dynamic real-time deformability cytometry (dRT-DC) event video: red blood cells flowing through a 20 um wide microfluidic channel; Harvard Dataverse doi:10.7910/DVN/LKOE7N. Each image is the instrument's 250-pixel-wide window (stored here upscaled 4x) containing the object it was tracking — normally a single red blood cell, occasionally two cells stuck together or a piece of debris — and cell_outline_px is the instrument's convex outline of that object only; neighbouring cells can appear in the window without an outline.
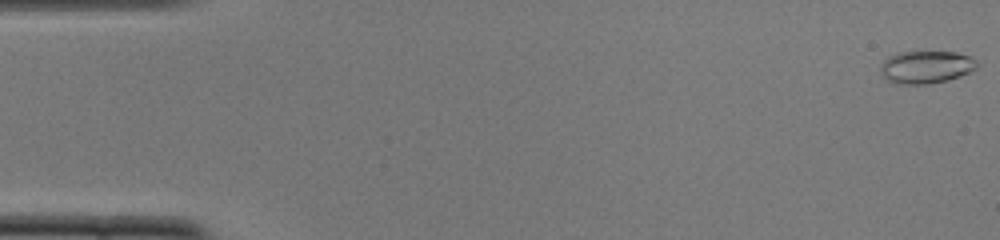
{"species": "common noctule bat (a hibernating species)", "species_latin": "Nyctalus noctula", "temperature_condition": "cold", "stored_images_in_passage": 52, "camera_frame_rate_fps": 3000, "um_per_image_px": 0.085, "animal": {"sex": "female", "body_mass_g": 22.0, "forearm_length_mm": 56.7}, "frame": {"image": 1, "passage_image": 1, "time_ms": 0.0, "image_size_px": [1000, 240], "cell_outline_px": [[980, 64], [976, 68], [960, 76], [948, 80], [928, 84], [896, 84], [888, 80], [880, 72], [880, 68], [884, 60], [888, 56], [896, 52], [956, 52], [968, 56], [976, 60]], "centroid_in_image_um": [78.71, 5.7], "position_along_channel_um": 6.3, "area_um2": 18.38}}
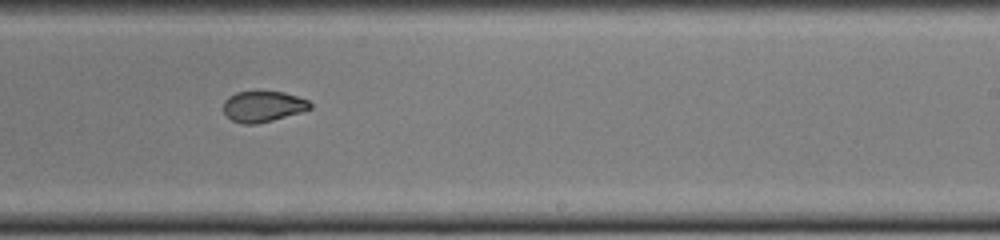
{"frame": {"image": 2, "passage_image": 32, "time_ms": 10.333, "image_size_px": [1000, 240], "cell_outline_px": [[312, 108], [300, 112], [272, 120], [256, 124], [244, 124], [232, 120], [224, 112], [224, 100], [228, 96], [236, 92], [256, 88], [284, 92], [308, 100], [312, 104]], "centroid_in_image_um": [22.34, 8.99], "position_along_channel_um": 266.7, "area_um2": 16.07}}
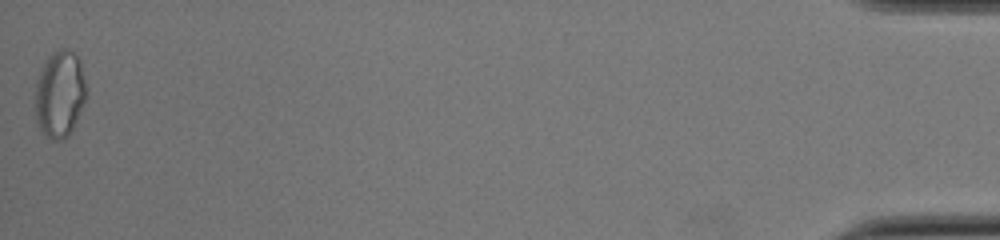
{"frame": {"image": 3, "passage_image": 52, "time_ms": 17.0, "image_size_px": [1000, 240], "cell_outline_px": [[88, 92], [72, 132], [64, 140], [52, 140], [40, 132], [36, 120], [36, 80], [44, 60], [52, 52], [60, 48], [68, 48], [80, 60], [88, 88]], "centroid_in_image_um": [5.09, 7.99], "position_along_channel_um": 430.1, "area_um2": 26.47}, "authors_computed_cell_mechanics": {"area_um2": 17.3978, "velocity_mm_per_s": 3.8841, "shape_relaxation_time_tau1_ms": null, "shape_relaxation_time_tau2_ms": 1.5921, "deformation_change_tau1": null, "deformation_change_tau2": 0.0507}}